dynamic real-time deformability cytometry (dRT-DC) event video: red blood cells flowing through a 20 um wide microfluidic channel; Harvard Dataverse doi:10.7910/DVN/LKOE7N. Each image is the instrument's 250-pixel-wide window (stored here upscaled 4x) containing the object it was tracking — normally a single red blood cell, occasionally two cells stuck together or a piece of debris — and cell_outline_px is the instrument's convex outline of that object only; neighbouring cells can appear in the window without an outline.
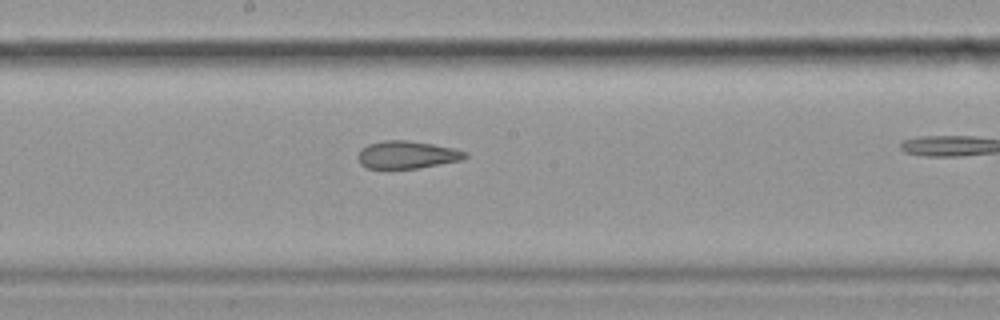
{"species": "common noctule bat (a hibernating species)", "species_latin": "Nyctalus noctula", "temperature_condition": "cold", "stored_images_in_passage": 18, "camera_frame_rate_fps": 3000, "um_per_image_px": 0.085, "animal": {"sex": "female", "body_mass_g": 19.9}, "frame": {"image": 1, "passage_image": 13, "time_ms": 4.0, "image_size_px": [1000, 320], "cell_outline_px": [[468, 156], [460, 160], [416, 168], [368, 168], [360, 164], [356, 156], [360, 148], [368, 144], [384, 140], [408, 140], [432, 144], [452, 148], [468, 152]], "centroid_in_image_um": [34.54, 13.14], "position_along_channel_um": 213.7, "area_um2": 17.17}}
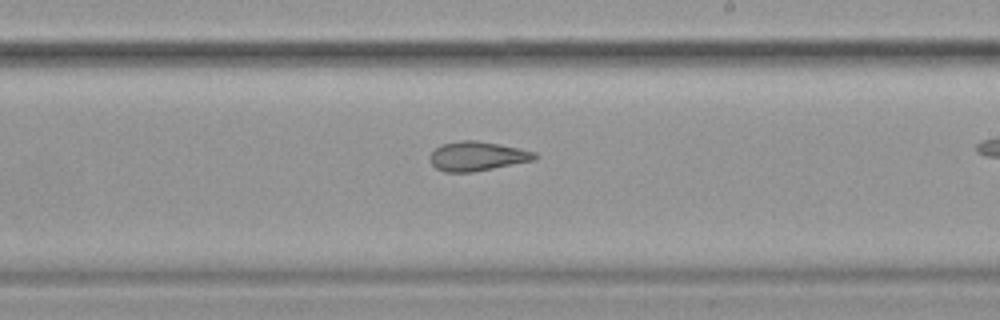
{"frame": {"image": 2, "passage_image": 16, "time_ms": 5.0, "image_size_px": [1000, 320], "cell_outline_px": [[540, 156], [536, 160], [472, 172], [444, 172], [436, 168], [432, 164], [428, 156], [440, 144], [460, 140], [476, 140], [500, 144], [520, 148], [536, 152]], "centroid_in_image_um": [40.58, 13.27], "position_along_channel_um": 248.4, "area_um2": 18.15}}